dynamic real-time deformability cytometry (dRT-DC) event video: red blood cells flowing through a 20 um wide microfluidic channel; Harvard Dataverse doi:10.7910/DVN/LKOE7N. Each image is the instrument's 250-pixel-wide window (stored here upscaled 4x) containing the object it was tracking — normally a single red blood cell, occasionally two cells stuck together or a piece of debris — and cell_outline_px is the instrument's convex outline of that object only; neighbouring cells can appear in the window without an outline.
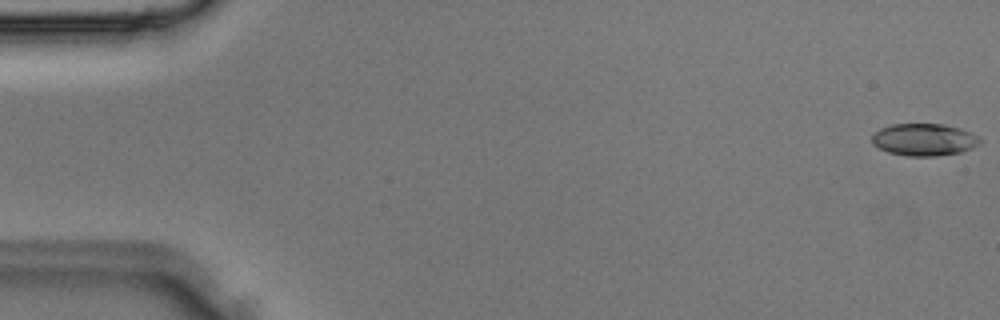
{"species": "Egyptian fruit bat (a non-hibernating species)", "species_latin": "Rousettus aegyptiacus", "temperature_condition": "room temperature", "stored_images_in_passage": 5, "camera_frame_rate_fps": 3000, "um_per_image_px": 0.085, "animal": {"sex": "male"}, "frame": {"image": 1, "passage_image": 1, "time_ms": 0.0, "image_size_px": [1000, 320], "cell_outline_px": [[980, 140], [972, 148], [960, 152], [936, 156], [908, 156], [888, 152], [872, 144], [872, 136], [880, 128], [892, 124], [944, 124], [960, 128], [980, 136]], "centroid_in_image_um": [78.54, 11.86], "position_along_channel_um": 6.5, "area_um2": 20.17}}